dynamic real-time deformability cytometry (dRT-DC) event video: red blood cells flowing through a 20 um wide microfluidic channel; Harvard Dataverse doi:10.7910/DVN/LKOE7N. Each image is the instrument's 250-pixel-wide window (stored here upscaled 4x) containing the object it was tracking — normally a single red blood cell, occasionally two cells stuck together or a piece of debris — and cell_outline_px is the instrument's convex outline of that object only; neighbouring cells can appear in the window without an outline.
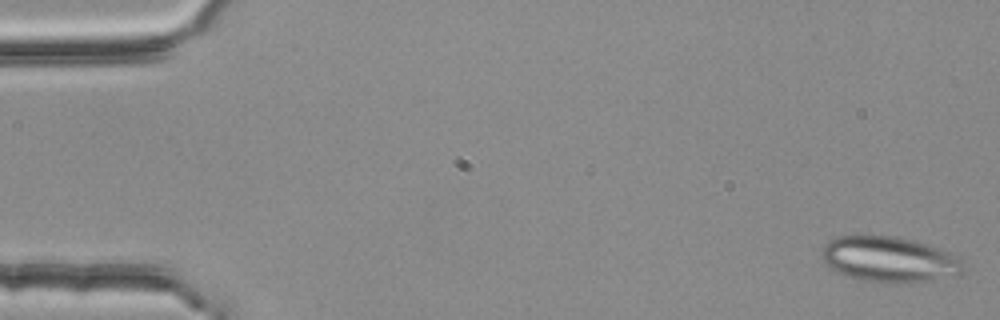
{"species": "common noctule bat (a hibernating species)", "species_latin": "Nyctalus noctula", "temperature_condition": "room temperature", "stored_images_in_passage": 16, "camera_frame_rate_fps": 3000, "um_per_image_px": 0.085, "animal": {"sex": "female", "body_mass_g": 25.1}, "frame": {"image": 1, "passage_image": 1, "time_ms": 0.0, "image_size_px": [1000, 320], "cell_outline_px": [[964, 272], [912, 284], [888, 284], [860, 280], [836, 272], [820, 256], [820, 248], [828, 240], [836, 236], [896, 236], [928, 244], [948, 252], [956, 256], [964, 268]], "centroid_in_image_um": [75.52, 22.06], "position_along_channel_um": 9.5, "area_um2": 37.8}}
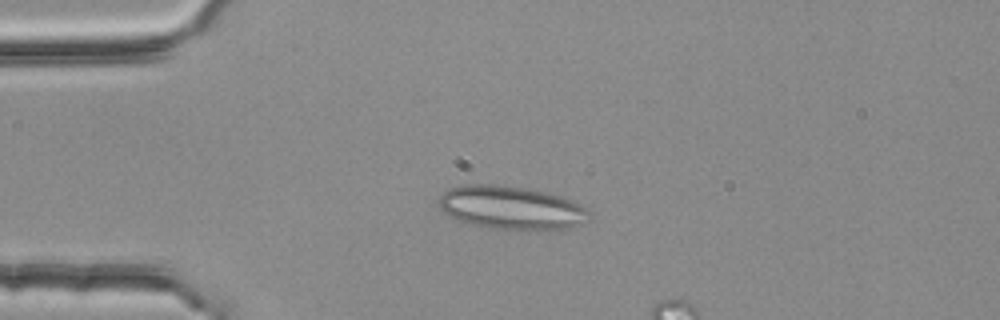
{"frame": {"image": 2, "passage_image": 13, "time_ms": 4.0, "image_size_px": [1000, 320], "cell_outline_px": [[588, 212], [580, 224], [568, 228], [548, 232], [536, 232], [488, 228], [468, 224], [448, 216], [444, 212], [440, 204], [440, 196], [444, 192], [452, 188], [464, 184], [492, 184], [528, 188], [560, 196], [572, 200], [580, 204]], "centroid_in_image_um": [43.44, 17.69], "position_along_channel_um": 41.6, "area_um2": 38.38}}